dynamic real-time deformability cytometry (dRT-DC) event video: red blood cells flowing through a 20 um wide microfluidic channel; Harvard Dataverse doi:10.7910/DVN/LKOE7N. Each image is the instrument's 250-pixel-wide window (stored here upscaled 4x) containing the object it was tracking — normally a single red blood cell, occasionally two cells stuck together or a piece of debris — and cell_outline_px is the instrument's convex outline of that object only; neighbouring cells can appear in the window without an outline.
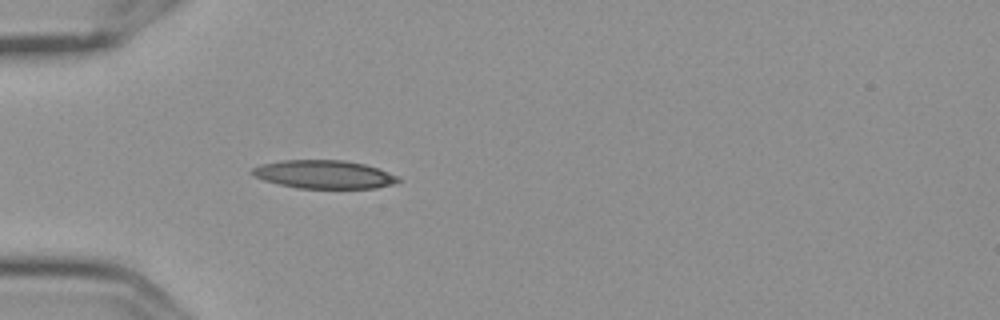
{"species": "Egyptian fruit bat (a non-hibernating species)", "species_latin": "Rousettus aegyptiacus", "temperature_condition": "cold", "stored_images_in_passage": 5, "camera_frame_rate_fps": 3000, "um_per_image_px": 0.085, "frame": {"image": 1, "passage_image": 5, "time_ms": 1.333, "image_size_px": [1000, 320], "cell_outline_px": [[400, 180], [396, 184], [376, 188], [300, 188], [280, 184], [264, 180], [256, 176], [252, 172], [252, 168], [260, 164], [284, 160], [344, 160], [364, 164], [388, 172], [396, 176]], "centroid_in_image_um": [27.56, 14.82], "position_along_channel_um": 57.4, "area_um2": 23.81}}